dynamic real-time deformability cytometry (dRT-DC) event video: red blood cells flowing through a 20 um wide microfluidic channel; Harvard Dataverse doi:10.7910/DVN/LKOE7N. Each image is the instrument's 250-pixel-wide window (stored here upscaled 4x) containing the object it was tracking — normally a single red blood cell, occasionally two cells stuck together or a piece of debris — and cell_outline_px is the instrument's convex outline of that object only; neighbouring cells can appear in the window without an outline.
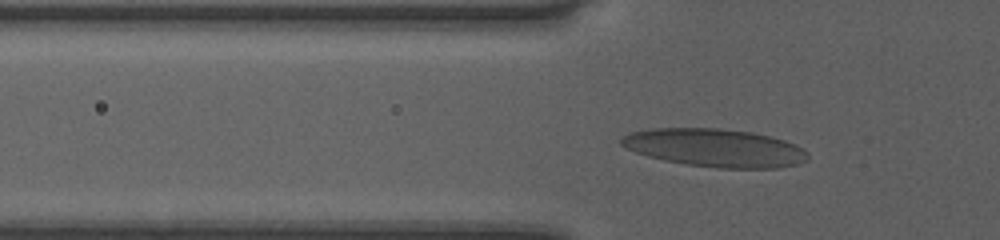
{"species": "human", "species_latin": "Homo sapiens", "temperature_condition": "room temperature", "stored_images_in_passage": 32, "camera_frame_rate_fps": 3000, "um_per_image_px": 0.085, "donor": {"sex": "female"}, "frame": {"image": 1, "passage_image": 6, "time_ms": 1.667, "image_size_px": [1000, 240], "cell_outline_px": [[808, 160], [796, 164], [780, 168], [720, 168], [684, 164], [664, 160], [648, 156], [636, 152], [620, 144], [620, 140], [624, 136], [632, 132], [652, 128], [716, 128], [748, 132], [768, 136], [784, 140], [796, 144], [808, 152]], "centroid_in_image_um": [60.79, 12.57], "position_along_channel_um": 65.0, "area_um2": 41.15}}
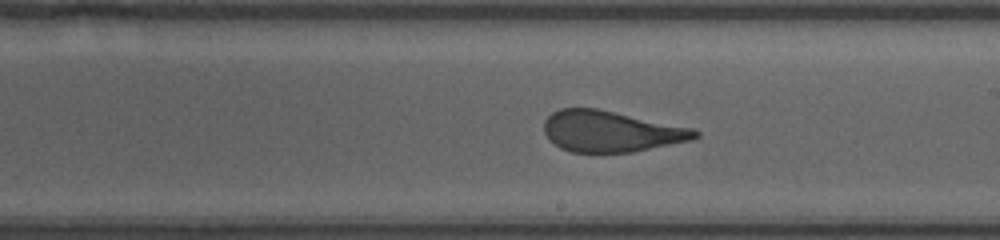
{"frame": {"image": 2, "passage_image": 19, "time_ms": 6.0, "image_size_px": [1000, 240], "cell_outline_px": [[700, 136], [692, 140], [632, 152], [572, 152], [560, 148], [548, 140], [544, 132], [544, 120], [552, 112], [560, 108], [596, 108], [692, 128], [700, 132]], "centroid_in_image_um": [51.9, 11.17], "position_along_channel_um": 237.1, "area_um2": 36.07}}
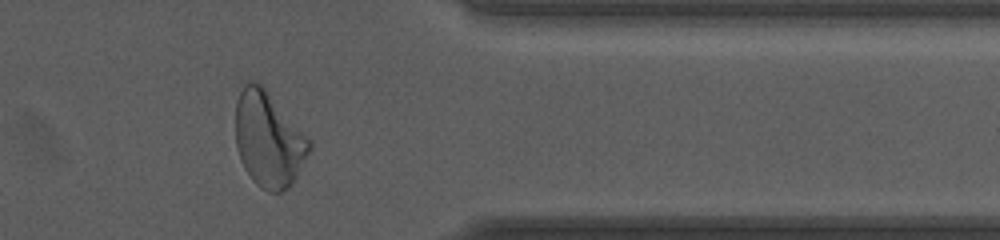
{"frame": {"image": 3, "passage_image": 31, "time_ms": 10.0, "image_size_px": [1000, 240], "cell_outline_px": [[312, 148], [292, 184], [288, 188], [280, 192], [268, 192], [260, 188], [252, 180], [244, 168], [240, 160], [236, 148], [236, 100], [244, 84], [248, 80], [252, 80], [260, 84], [264, 88], [312, 140]], "centroid_in_image_um": [22.83, 11.87], "position_along_channel_um": 388.6, "area_um2": 41.1}, "authors_computed_cell_mechanics": {"area_um2": 37.3388, "velocity_mm_per_s": 4.0411, "shape_relaxation_time_tau1_ms": 9.7972, "shape_relaxation_time_tau2_ms": 0.8168, "deformation_change_tau1": 0.2999, "deformation_change_tau2": 0.0752}}